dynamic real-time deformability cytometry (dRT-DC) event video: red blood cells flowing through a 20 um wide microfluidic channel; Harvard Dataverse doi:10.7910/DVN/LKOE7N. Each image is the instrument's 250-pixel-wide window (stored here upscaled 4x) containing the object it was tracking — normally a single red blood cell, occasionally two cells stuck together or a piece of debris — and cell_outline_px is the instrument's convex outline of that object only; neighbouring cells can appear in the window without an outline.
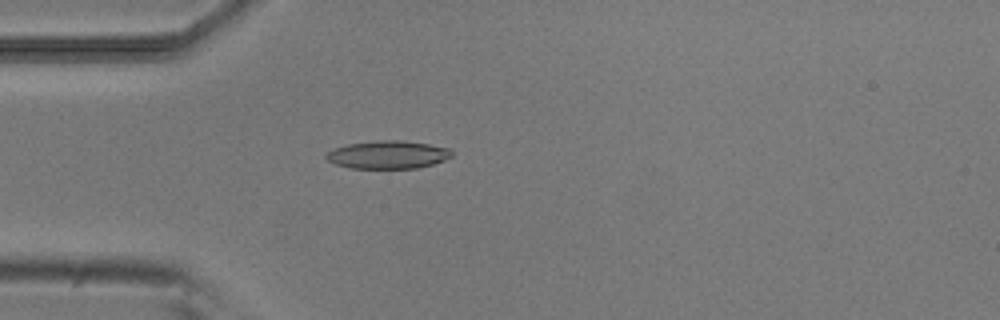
{"species": "common noctule bat (a hibernating species)", "species_latin": "Nyctalus noctula", "temperature_condition": "room temperature", "stored_images_in_passage": 39, "camera_frame_rate_fps": 3000, "um_per_image_px": 0.085, "animal": {"sex": "male", "body_mass_g": 20.5, "forearm_length_mm": 52.5}, "frame": {"image": 1, "passage_image": 1, "time_ms": 0.0, "image_size_px": [1000, 320], "cell_outline_px": [[452, 156], [444, 160], [432, 164], [416, 168], [348, 168], [336, 164], [328, 160], [324, 156], [328, 152], [336, 148], [348, 144], [380, 140], [404, 140], [452, 148]], "centroid_in_image_um": [33.0, 13.14], "position_along_channel_um": 52.0, "area_um2": 20.4}}
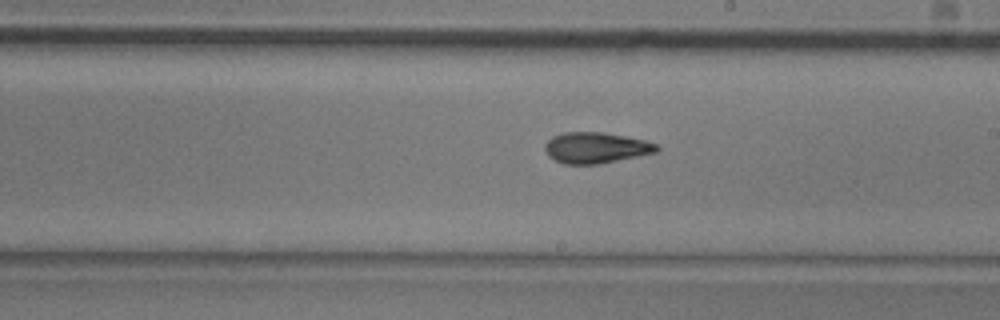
{"frame": {"image": 2, "passage_image": 16, "time_ms": 5.0, "image_size_px": [1000, 320], "cell_outline_px": [[660, 148], [656, 152], [600, 164], [564, 164], [548, 156], [544, 148], [544, 144], [552, 136], [564, 132], [600, 132], [624, 136], [644, 140], [656, 144]], "centroid_in_image_um": [50.61, 12.56], "position_along_channel_um": 238.4, "area_um2": 20.06}}
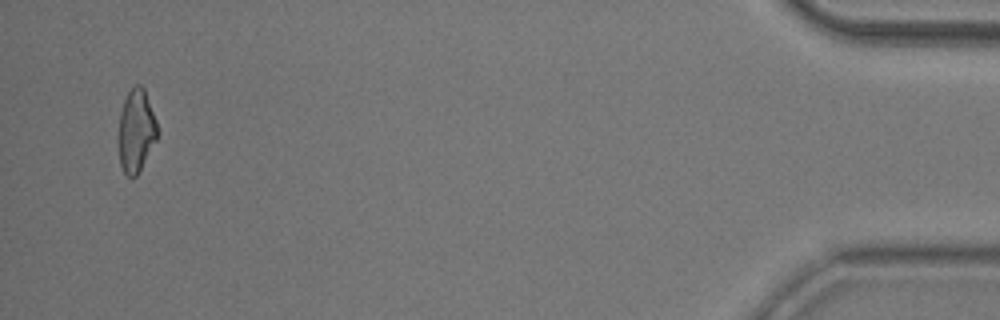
{"frame": {"image": 3, "passage_image": 37, "time_ms": 12.0, "image_size_px": [1000, 320], "cell_outline_px": [[160, 132], [156, 140], [136, 176], [128, 176], [124, 172], [120, 164], [120, 112], [124, 100], [128, 92], [136, 84], [140, 84], [144, 88], [156, 120]], "centroid_in_image_um": [11.6, 11.08], "position_along_channel_um": 423.6, "area_um2": 18.32}, "authors_computed_cell_mechanics": {"area_um2": 19.652, "velocity_mm_per_s": 3.8586, "shape_relaxation_time_tau1_ms": 3.4601, "shape_relaxation_time_tau2_ms": 3.1843, "deformation_change_tau1": 0.1444, "deformation_change_tau2": 0.1163}}